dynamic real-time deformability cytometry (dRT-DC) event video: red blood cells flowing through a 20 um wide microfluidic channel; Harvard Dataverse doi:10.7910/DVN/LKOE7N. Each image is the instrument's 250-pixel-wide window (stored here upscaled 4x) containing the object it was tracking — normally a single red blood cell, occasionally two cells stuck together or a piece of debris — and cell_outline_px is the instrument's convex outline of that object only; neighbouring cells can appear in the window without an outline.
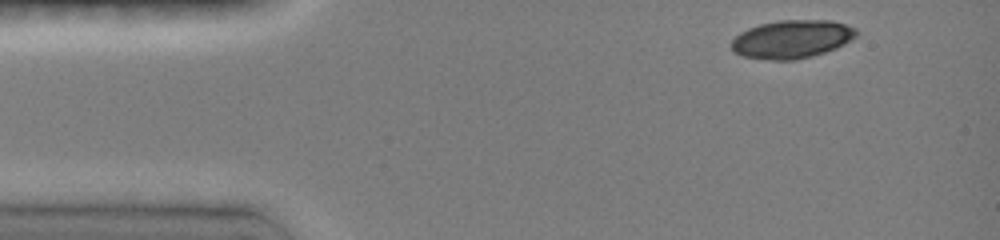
{"species": "common noctule bat (a hibernating species)", "species_latin": "Nyctalus noctula", "temperature_condition": "room temperature", "stored_images_in_passage": 4, "camera_frame_rate_fps": 3000, "um_per_image_px": 0.085, "animal": {"sex": "female", "body_mass_g": 19.0, "forearm_length_mm": 51.5}, "frame": {"image": 1, "passage_image": 1, "time_ms": 0.0, "image_size_px": [1000, 240], "cell_outline_px": [[856, 36], [852, 40], [836, 48], [812, 56], [792, 60], [772, 60], [744, 56], [732, 52], [732, 40], [740, 32], [748, 28], [760, 24], [780, 20], [832, 20], [856, 28]], "centroid_in_image_um": [67.31, 3.32], "position_along_channel_um": 17.7, "area_um2": 27.74}}
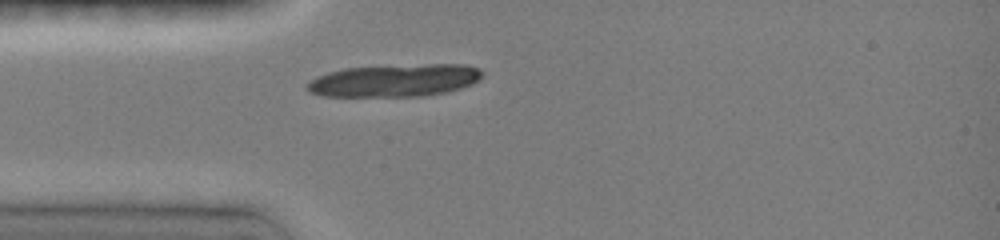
{"frame": {"image": 2, "passage_image": 4, "time_ms": 2.667, "image_size_px": [1000, 240], "cell_outline_px": [[484, 76], [480, 80], [472, 84], [448, 92], [420, 96], [324, 96], [308, 92], [304, 88], [304, 84], [308, 80], [316, 76], [328, 72], [344, 68], [428, 64], [464, 64], [480, 68], [484, 72]], "centroid_in_image_um": [33.54, 6.84], "position_along_channel_um": 51.5, "area_um2": 33.58}}